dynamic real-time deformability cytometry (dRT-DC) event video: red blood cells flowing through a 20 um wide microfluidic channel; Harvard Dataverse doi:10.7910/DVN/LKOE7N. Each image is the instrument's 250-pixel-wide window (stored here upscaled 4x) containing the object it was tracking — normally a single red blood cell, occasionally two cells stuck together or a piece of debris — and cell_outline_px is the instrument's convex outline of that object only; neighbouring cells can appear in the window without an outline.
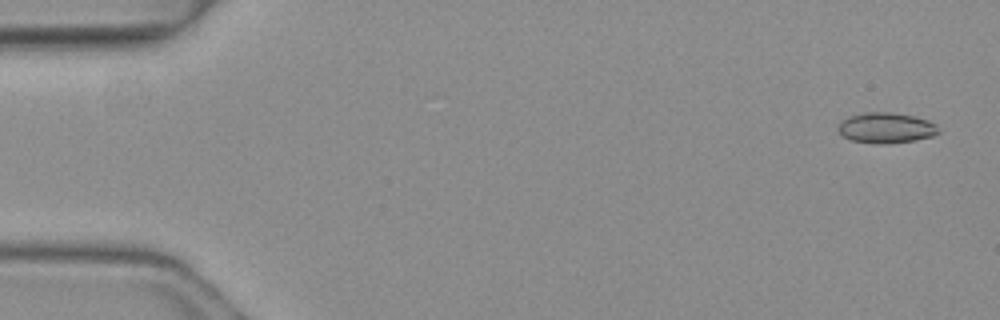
{"species": "common noctule bat (a hibernating species)", "species_latin": "Nyctalus noctula", "temperature_condition": "warm", "stored_images_in_passage": 3, "camera_frame_rate_fps": 3000, "um_per_image_px": 0.085, "animal": {"sex": "female", "body_mass_g": 19.3, "forearm_length_mm": 54.1}, "frame": {"image": 1, "passage_image": 1, "time_ms": 0.0, "image_size_px": [1000, 320], "cell_outline_px": [[940, 132], [932, 136], [916, 140], [884, 144], [880, 144], [852, 140], [844, 136], [836, 128], [840, 120], [848, 116], [864, 112], [892, 112], [912, 116], [928, 120], [936, 124]], "centroid_in_image_um": [75.3, 10.86], "position_along_channel_um": 9.7, "area_um2": 17.92}}